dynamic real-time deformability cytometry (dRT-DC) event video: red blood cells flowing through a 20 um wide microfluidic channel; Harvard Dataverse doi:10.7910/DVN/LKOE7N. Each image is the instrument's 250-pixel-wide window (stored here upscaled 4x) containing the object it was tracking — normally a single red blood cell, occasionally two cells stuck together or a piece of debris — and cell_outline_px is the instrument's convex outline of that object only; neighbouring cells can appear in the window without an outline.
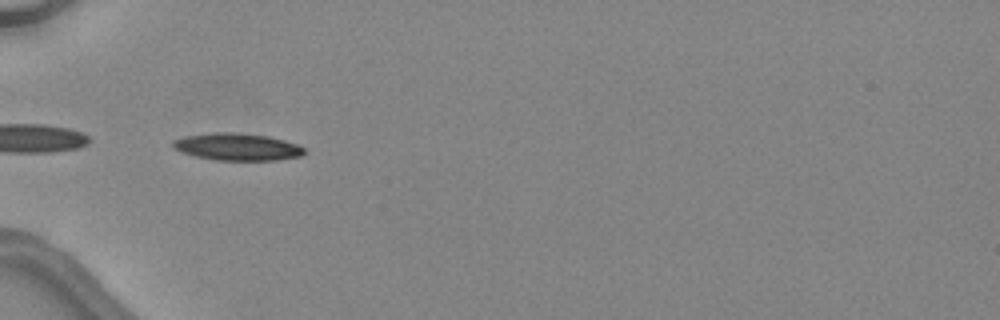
{"species": "common noctule bat (a hibernating species)", "species_latin": "Nyctalus noctula", "temperature_condition": "warm", "stored_images_in_passage": 15, "camera_frame_rate_fps": 3000, "um_per_image_px": 0.085, "animal": {"sex": "female", "body_mass_g": 24.6, "forearm_length_mm": 56.2}, "frame": {"image": 1, "passage_image": 11, "time_ms": 3.333, "image_size_px": [1000, 320], "cell_outline_px": [[304, 152], [300, 156], [276, 160], [216, 160], [196, 156], [172, 148], [172, 140], [184, 136], [216, 132], [236, 132], [268, 136], [284, 140], [296, 144], [304, 148]], "centroid_in_image_um": [20.14, 12.47], "position_along_channel_um": 64.9, "area_um2": 20.69}}